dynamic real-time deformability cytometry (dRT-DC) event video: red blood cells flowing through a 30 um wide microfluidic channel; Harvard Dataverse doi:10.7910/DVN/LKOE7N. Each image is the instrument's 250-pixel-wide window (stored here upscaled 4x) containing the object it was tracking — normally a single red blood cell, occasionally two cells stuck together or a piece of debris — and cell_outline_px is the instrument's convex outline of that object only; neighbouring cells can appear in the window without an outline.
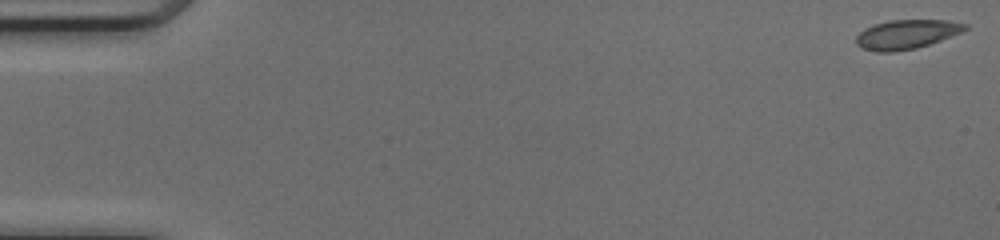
{"species": "common noctule bat (a hibernating species)", "species_latin": "Nyctalus noctula", "temperature_condition": "cold", "stored_images_in_passage": 50, "camera_frame_rate_fps": 3000, "um_per_image_px": 0.085, "animal": {"sex": "female", "body_mass_g": 17.0, "forearm_length_mm": 48.0}, "frame": {"image": 1, "passage_image": 1, "time_ms": 0.0, "image_size_px": [1000, 240], "cell_outline_px": [[968, 28], [960, 32], [940, 40], [916, 48], [892, 52], [876, 52], [864, 48], [856, 44], [856, 36], [864, 28], [888, 20], [944, 20], [968, 24]], "centroid_in_image_um": [77.03, 2.91], "position_along_channel_um": 8.0, "area_um2": 18.32}}
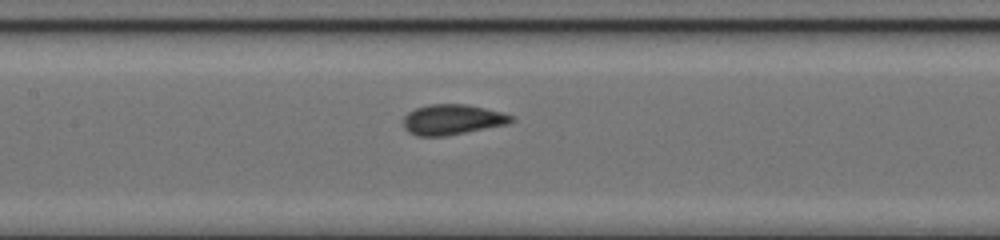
{"frame": {"image": 2, "passage_image": 24, "time_ms": 7.667, "image_size_px": [1000, 240], "cell_outline_px": [[516, 120], [508, 124], [444, 136], [416, 136], [408, 132], [404, 128], [404, 116], [408, 112], [416, 108], [428, 104], [468, 104], [500, 112], [512, 116]], "centroid_in_image_um": [38.43, 10.16], "position_along_channel_um": 169.0, "area_um2": 19.02}}
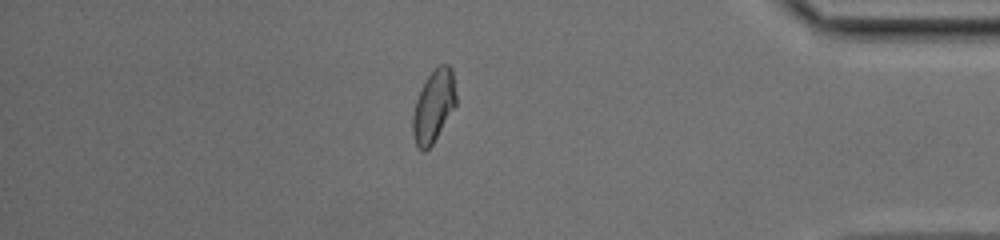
{"frame": {"image": 3, "passage_image": 43, "time_ms": 14.0, "image_size_px": [1000, 240], "cell_outline_px": [[456, 104], [432, 144], [424, 152], [420, 152], [416, 144], [412, 132], [412, 116], [416, 100], [420, 88], [428, 76], [440, 64], [448, 64], [452, 68], [456, 96]], "centroid_in_image_um": [36.84, 9.02], "position_along_channel_um": 398.4, "area_um2": 18.09}, "authors_computed_cell_mechanics": {"area_um2": 18.7561, "velocity_mm_per_s": 4.1689, "shape_relaxation_time_tau1_ms": 3.6127, "shape_relaxation_time_tau2_ms": null, "deformation_change_tau1": 0.1049, "deformation_change_tau2": null}}